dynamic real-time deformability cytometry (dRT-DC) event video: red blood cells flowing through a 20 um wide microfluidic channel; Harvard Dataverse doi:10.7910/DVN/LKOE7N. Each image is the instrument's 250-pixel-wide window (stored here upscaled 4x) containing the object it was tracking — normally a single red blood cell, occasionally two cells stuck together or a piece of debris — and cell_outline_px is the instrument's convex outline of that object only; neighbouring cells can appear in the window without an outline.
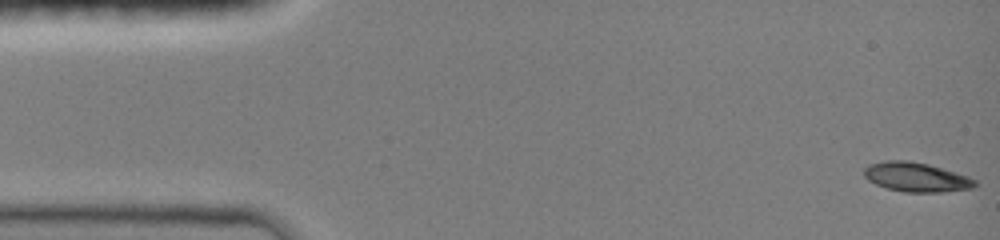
{"species": "common noctule bat (a hibernating species)", "species_latin": "Nyctalus noctula", "temperature_condition": "room temperature", "stored_images_in_passage": 48, "camera_frame_rate_fps": 3000, "um_per_image_px": 0.085, "animal": {"sex": "female", "body_mass_g": 19.0, "forearm_length_mm": 51.5}, "frame": {"image": 1, "passage_image": 1, "time_ms": 0.0, "image_size_px": [1000, 240], "cell_outline_px": [[980, 184], [972, 188], [940, 192], [904, 192], [888, 188], [876, 184], [868, 180], [864, 176], [864, 168], [868, 164], [884, 160], [908, 160], [928, 164], [968, 176], [976, 180]], "centroid_in_image_um": [77.87, 15.05], "position_along_channel_um": 7.1, "area_um2": 19.02}}
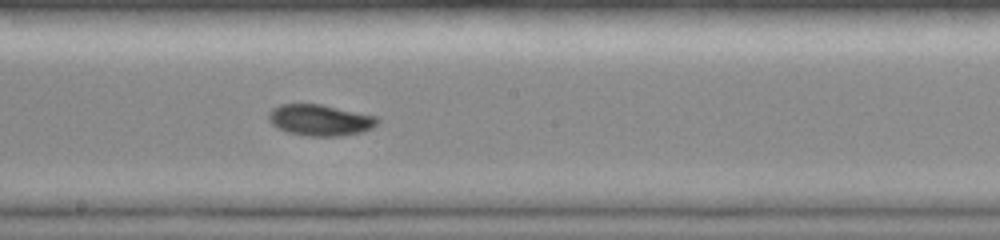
{"frame": {"image": 2, "passage_image": 26, "time_ms": 8.333, "image_size_px": [1000, 240], "cell_outline_px": [[380, 120], [372, 128], [364, 132], [340, 136], [308, 136], [288, 132], [276, 128], [268, 120], [268, 112], [272, 108], [280, 104], [320, 104], [376, 116]], "centroid_in_image_um": [27.18, 10.21], "position_along_channel_um": 221.0, "area_um2": 19.88}}
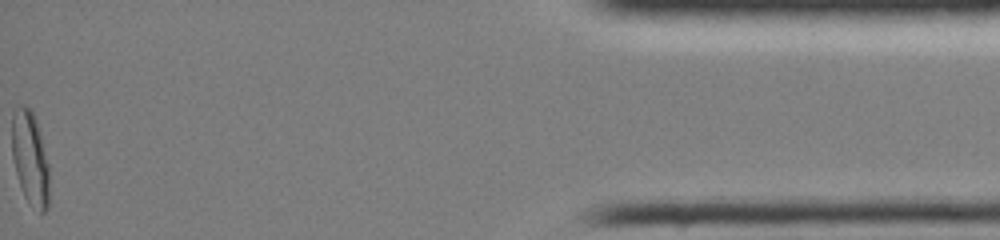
{"frame": {"image": 3, "passage_image": 48, "time_ms": 15.667, "image_size_px": [1000, 240], "cell_outline_px": [[48, 208], [44, 212], [40, 212], [24, 196], [16, 172], [12, 156], [12, 108], [16, 104], [20, 104], [28, 108], [32, 112], [36, 120], [48, 164]], "centroid_in_image_um": [2.53, 13.39], "position_along_channel_um": 432.7, "area_um2": 20.11}, "authors_computed_cell_mechanics": {"area_um2": 19.363, "velocity_mm_per_s": 4.0315, "shape_relaxation_time_tau1_ms": 4.4739, "shape_relaxation_time_tau2_ms": 2.4571, "deformation_change_tau1": 0.1818, "deformation_change_tau2": 0.0509}}